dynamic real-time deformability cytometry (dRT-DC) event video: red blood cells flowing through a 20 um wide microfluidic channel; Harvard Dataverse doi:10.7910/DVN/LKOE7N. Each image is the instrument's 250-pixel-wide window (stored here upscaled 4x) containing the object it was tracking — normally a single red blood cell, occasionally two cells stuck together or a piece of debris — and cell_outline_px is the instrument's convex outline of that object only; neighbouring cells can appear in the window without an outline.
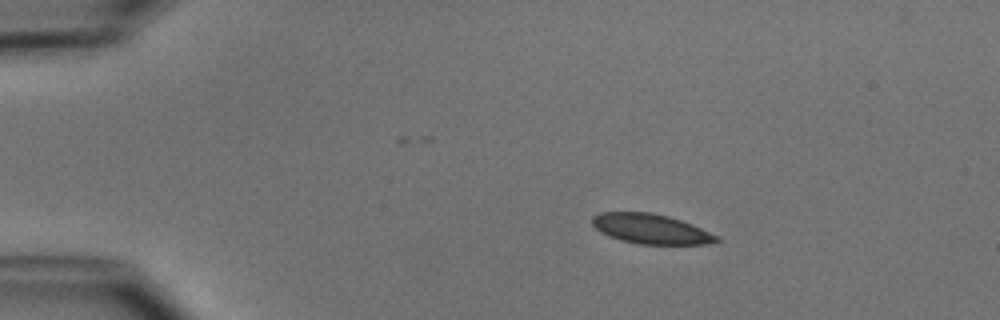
{"species": "common noctule bat (a hibernating species)", "species_latin": "Nyctalus noctula", "temperature_condition": "cold", "stored_images_in_passage": 43, "camera_frame_rate_fps": 3000, "um_per_image_px": 0.085, "animal": {"sex": "male", "body_mass_g": 15.6}, "frame": {"image": 1, "passage_image": 1, "time_ms": 0.0, "image_size_px": [1000, 320], "cell_outline_px": [[720, 240], [708, 244], [640, 244], [620, 240], [608, 236], [600, 232], [592, 224], [592, 216], [600, 212], [652, 212], [668, 216], [692, 224], [720, 236]], "centroid_in_image_um": [55.32, 19.45], "position_along_channel_um": 29.7, "area_um2": 21.73}}
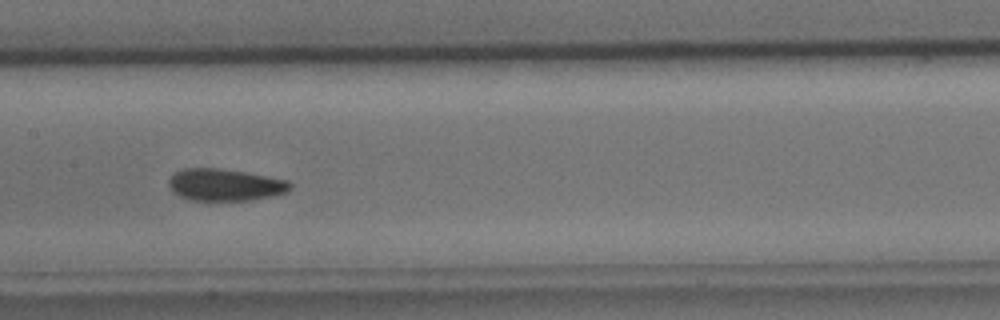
{"frame": {"image": 2, "passage_image": 18, "time_ms": 5.667, "image_size_px": [1000, 320], "cell_outline_px": [[292, 188], [288, 192], [272, 196], [252, 200], [192, 200], [180, 196], [172, 192], [168, 184], [168, 180], [176, 172], [184, 168], [216, 168], [244, 172], [288, 180], [292, 184]], "centroid_in_image_um": [19.14, 15.71], "position_along_channel_um": 188.3, "area_um2": 22.6}}
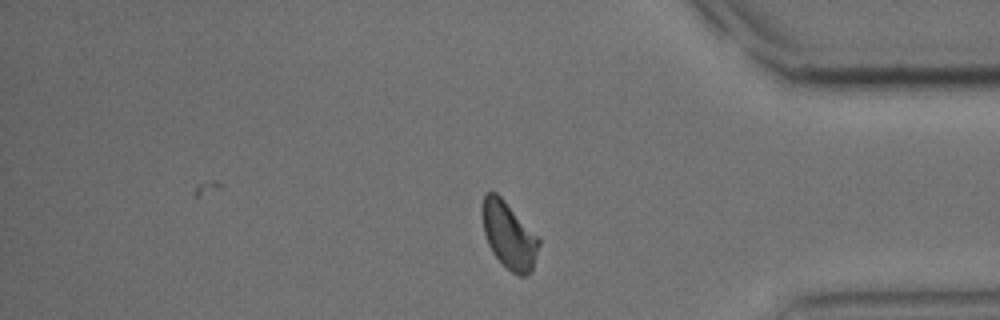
{"frame": {"image": 3, "passage_image": 35, "time_ms": 11.333, "image_size_px": [1000, 320], "cell_outline_px": [[540, 244], [532, 272], [524, 276], [520, 276], [512, 272], [492, 252], [488, 244], [484, 232], [480, 212], [480, 208], [484, 196], [488, 192], [496, 192], [540, 236]], "centroid_in_image_um": [43.27, 19.98], "position_along_channel_um": 391.9, "area_um2": 22.31}, "authors_computed_cell_mechanics": {"area_um2": 22.4842, "velocity_mm_per_s": 3.9091, "shape_relaxation_time_tau1_ms": 5.6828, "shape_relaxation_time_tau2_ms": 2.9946, "deformation_change_tau1": 0.1108, "deformation_change_tau2": 0.0582}}